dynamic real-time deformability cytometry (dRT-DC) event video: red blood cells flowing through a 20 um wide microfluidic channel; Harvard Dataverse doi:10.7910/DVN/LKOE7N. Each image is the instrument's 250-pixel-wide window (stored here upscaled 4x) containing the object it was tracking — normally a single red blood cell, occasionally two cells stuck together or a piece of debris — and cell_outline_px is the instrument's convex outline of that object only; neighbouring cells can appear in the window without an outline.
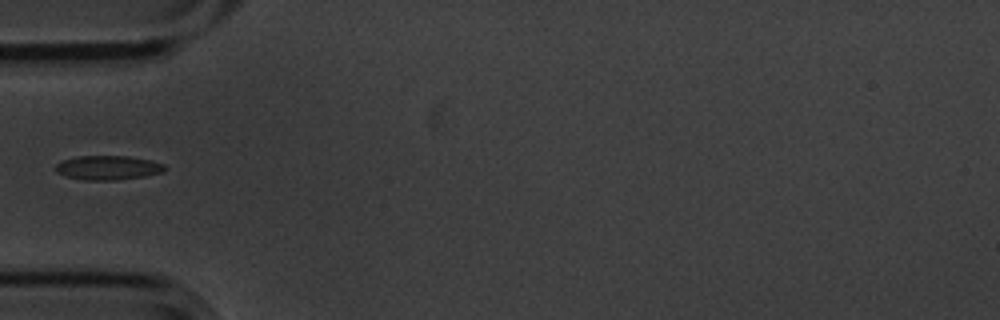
{"species": "common noctule bat (a hibernating species)", "species_latin": "Nyctalus noctula", "temperature_condition": "cold", "stored_images_in_passage": 5, "camera_frame_rate_fps": 3000, "um_per_image_px": 0.085, "animal": {"sex": "male", "body_mass_g": 20.1, "forearm_length_mm": 53.5}, "frame": {"image": 1, "passage_image": 4, "time_ms": 1.0, "image_size_px": [1000, 320], "cell_outline_px": [[168, 168], [164, 172], [144, 176], [116, 180], [84, 180], [64, 176], [56, 172], [56, 164], [60, 160], [76, 156], [128, 156], [152, 160], [164, 164]], "centroid_in_image_um": [9.18, 14.25], "position_along_channel_um": 75.8, "area_um2": 15.66}}
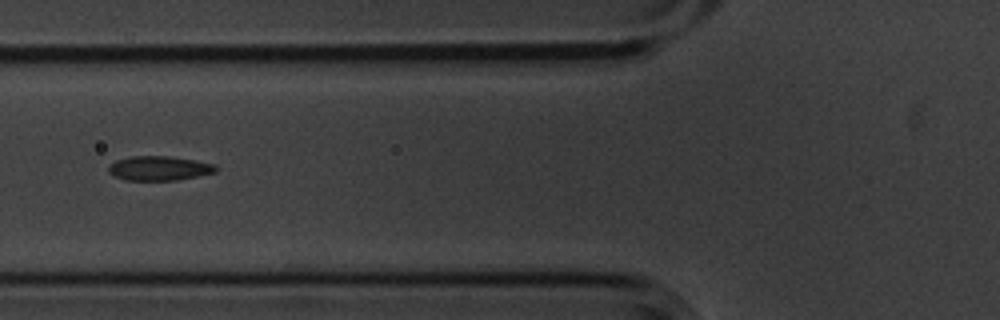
{"frame": {"image": 2, "passage_image": 5, "time_ms": 1.333, "image_size_px": [1000, 320], "cell_outline_px": [[216, 172], [176, 180], [124, 180], [108, 172], [108, 164], [116, 160], [132, 156], [168, 156], [196, 160], [216, 164]], "centroid_in_image_um": [13.51, 14.29], "position_along_channel_um": 112.3, "area_um2": 15.26}}